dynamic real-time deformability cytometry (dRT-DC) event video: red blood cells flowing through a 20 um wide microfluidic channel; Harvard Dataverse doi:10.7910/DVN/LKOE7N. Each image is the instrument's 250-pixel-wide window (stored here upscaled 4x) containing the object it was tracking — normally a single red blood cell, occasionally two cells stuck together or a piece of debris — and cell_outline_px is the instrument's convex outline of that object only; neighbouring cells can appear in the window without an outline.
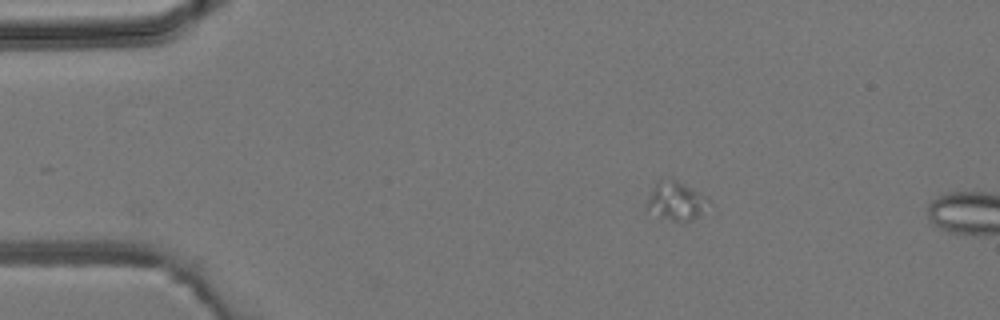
{"species": "common noctule bat (a hibernating species)", "species_latin": "Nyctalus noctula", "temperature_condition": "room temperature", "stored_images_in_passage": 2, "camera_frame_rate_fps": 3000, "um_per_image_px": 0.085, "animal": {"sex": "male", "body_mass_g": 19.2, "forearm_length_mm": 51.8}, "frame": {"image": 1, "passage_image": 1, "time_ms": 0.0, "image_size_px": [1000, 320], "cell_outline_px": [[708, 200], [700, 212], [696, 216], [688, 220], [672, 220], [660, 216], [644, 208], [660, 176], [676, 180], [708, 196]], "centroid_in_image_um": [57.41, 17.02], "position_along_channel_um": 27.6, "area_um2": 13.29}}